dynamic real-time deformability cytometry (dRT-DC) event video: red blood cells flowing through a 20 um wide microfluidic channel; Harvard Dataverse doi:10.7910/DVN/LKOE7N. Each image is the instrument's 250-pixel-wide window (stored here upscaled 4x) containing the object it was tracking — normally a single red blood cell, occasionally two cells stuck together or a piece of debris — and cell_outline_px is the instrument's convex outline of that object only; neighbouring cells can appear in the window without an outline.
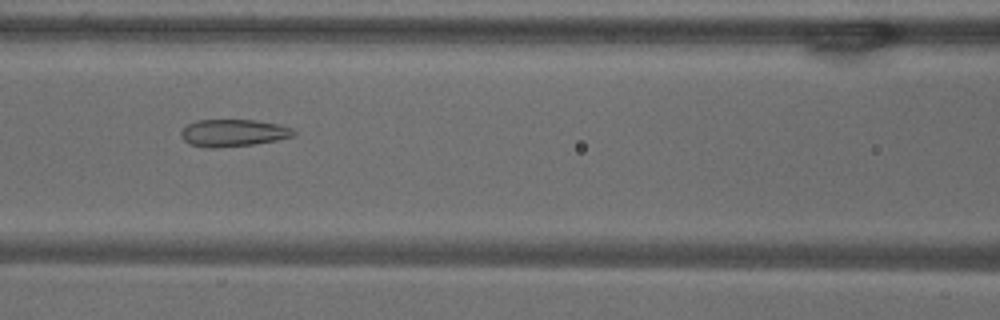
{"species": "common noctule bat (a hibernating species)", "species_latin": "Nyctalus noctula", "temperature_condition": "warm", "stored_images_in_passage": 49, "camera_frame_rate_fps": 3000, "um_per_image_px": 0.085, "animal": {"sex": "male", "body_mass_g": 18.8}, "frame": {"image": 1, "passage_image": 18, "time_ms": 5.667, "image_size_px": [1000, 320], "cell_outline_px": [[296, 136], [276, 140], [252, 144], [212, 148], [192, 144], [184, 140], [180, 136], [180, 132], [188, 124], [196, 120], [256, 120], [280, 124], [292, 128], [296, 132]], "centroid_in_image_um": [19.86, 11.28], "position_along_channel_um": 146.7, "area_um2": 17.74}}
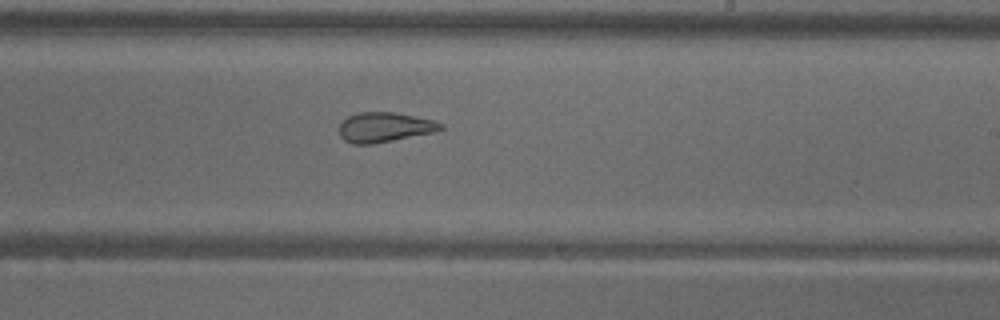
{"frame": {"image": 2, "passage_image": 27, "time_ms": 8.667, "image_size_px": [1000, 320], "cell_outline_px": [[444, 128], [436, 132], [372, 144], [352, 144], [344, 140], [340, 136], [340, 124], [348, 116], [360, 112], [396, 112], [432, 120], [444, 124]], "centroid_in_image_um": [32.7, 10.82], "position_along_channel_um": 256.3, "area_um2": 17.63}}
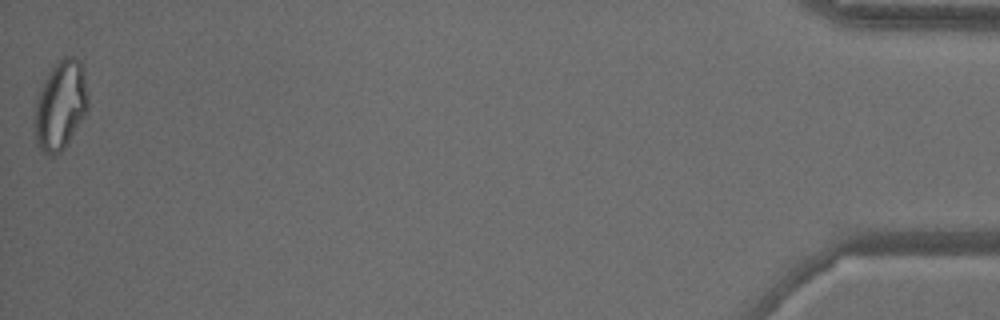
{"frame": {"image": 3, "passage_image": 49, "time_ms": 16.0, "image_size_px": [1000, 320], "cell_outline_px": [[88, 108], [64, 148], [60, 152], [52, 156], [44, 152], [36, 144], [32, 120], [36, 96], [48, 72], [64, 56], [76, 56], [80, 60], [84, 72], [88, 100]], "centroid_in_image_um": [5.1, 8.94], "position_along_channel_um": 430.1, "area_um2": 27.98}, "authors_computed_cell_mechanics": {"area_um2": 21.9062, "velocity_mm_per_s": 3.6592, "shape_relaxation_time_tau1_ms": null, "shape_relaxation_time_tau2_ms": 2.1585, "deformation_change_tau1": null, "deformation_change_tau2": 0.1101}}